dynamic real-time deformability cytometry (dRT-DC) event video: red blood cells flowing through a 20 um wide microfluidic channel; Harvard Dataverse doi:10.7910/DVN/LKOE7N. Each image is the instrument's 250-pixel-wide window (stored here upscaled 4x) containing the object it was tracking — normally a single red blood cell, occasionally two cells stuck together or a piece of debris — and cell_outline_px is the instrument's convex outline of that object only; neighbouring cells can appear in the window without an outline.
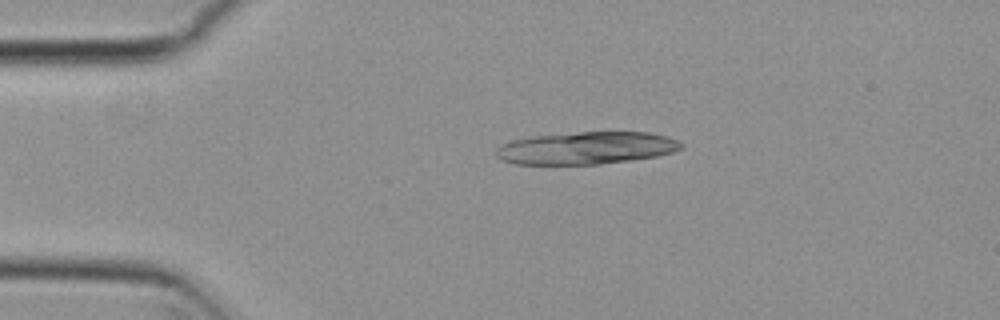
{"species": "common noctule bat (a hibernating species)", "species_latin": "Nyctalus noctula", "temperature_condition": "cold", "stored_images_in_passage": 5, "segment_of_instrument_passage": [1, 2], "camera_frame_rate_fps": 3000, "um_per_image_px": 0.085, "animal": {"sex": "female", "body_mass_g": 29.2, "forearm_length_mm": 56.3}, "frame": {"image": 1, "passage_image": 3, "time_ms": 0.667, "image_size_px": [1000, 320], "cell_outline_px": [[684, 148], [672, 152], [656, 156], [632, 160], [600, 164], [512, 164], [500, 160], [496, 156], [496, 148], [512, 140], [532, 136], [580, 132], [648, 132], [668, 136], [684, 144]], "centroid_in_image_um": [49.84, 12.58], "position_along_channel_um": 35.2, "area_um2": 35.08}}